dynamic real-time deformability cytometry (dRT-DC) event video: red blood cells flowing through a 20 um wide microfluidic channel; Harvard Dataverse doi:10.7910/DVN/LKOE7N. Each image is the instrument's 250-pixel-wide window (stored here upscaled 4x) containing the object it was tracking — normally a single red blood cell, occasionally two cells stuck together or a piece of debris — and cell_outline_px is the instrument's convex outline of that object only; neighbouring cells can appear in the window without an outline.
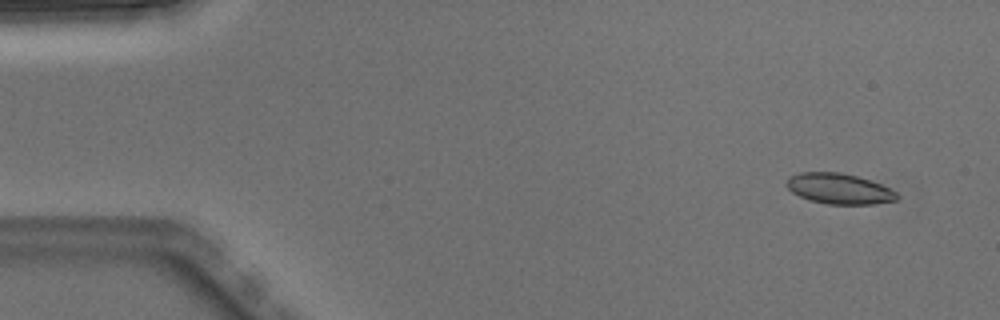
{"species": "Egyptian fruit bat (a non-hibernating species)", "species_latin": "Rousettus aegyptiacus", "temperature_condition": "warm", "stored_images_in_passage": 5, "segment_of_instrument_passage": [1, 2], "camera_frame_rate_fps": 3000, "um_per_image_px": 0.085, "animal": {"sex": "male"}, "frame": {"image": 1, "passage_image": 1, "time_ms": 0.0, "image_size_px": [1000, 320], "cell_outline_px": [[900, 196], [896, 200], [872, 204], [828, 204], [808, 200], [792, 192], [784, 184], [788, 176], [800, 172], [840, 172], [856, 176], [880, 184], [896, 192]], "centroid_in_image_um": [71.27, 16.04], "position_along_channel_um": 13.7, "area_um2": 19.65}}
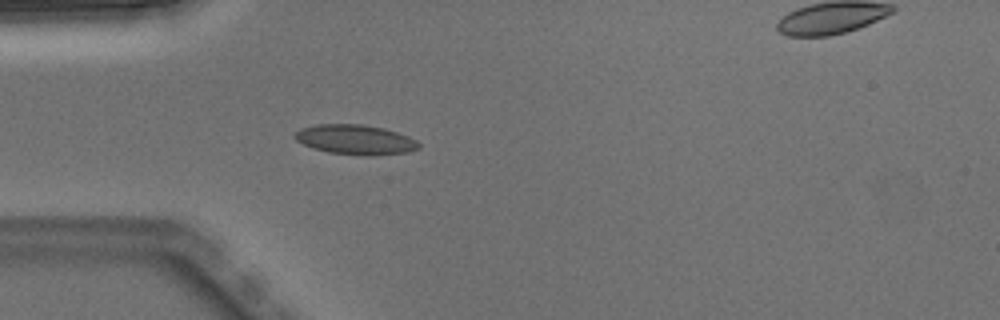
{"frame": {"image": 2, "passage_image": 4, "time_ms": 1.0, "image_size_px": [1000, 320], "cell_outline_px": [[420, 148], [408, 152], [372, 156], [368, 156], [328, 152], [304, 144], [296, 140], [292, 136], [300, 128], [316, 124], [360, 124], [384, 128], [408, 136], [416, 140], [420, 144]], "centroid_in_image_um": [30.22, 11.86], "position_along_channel_um": 54.8, "area_um2": 21.5}}